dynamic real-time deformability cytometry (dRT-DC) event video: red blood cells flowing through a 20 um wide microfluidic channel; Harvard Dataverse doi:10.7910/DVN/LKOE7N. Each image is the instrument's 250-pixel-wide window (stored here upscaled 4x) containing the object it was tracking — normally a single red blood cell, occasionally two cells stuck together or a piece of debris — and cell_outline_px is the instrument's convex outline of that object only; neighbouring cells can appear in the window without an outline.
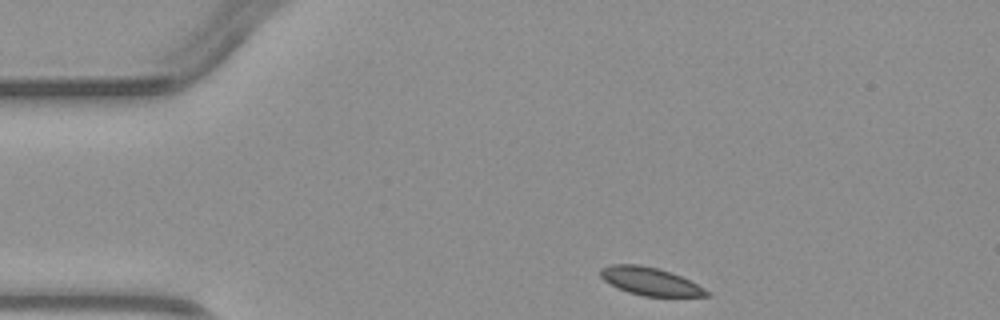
{"species": "common noctule bat (a hibernating species)", "species_latin": "Nyctalus noctula", "temperature_condition": "warm", "stored_images_in_passage": 3, "camera_frame_rate_fps": 3000, "um_per_image_px": 0.085, "animal": {"sex": "male", "body_mass_g": 23.1, "forearm_length_mm": 52.7}, "frame": {"image": 1, "passage_image": 1, "time_ms": 0.0, "image_size_px": [1000, 320], "cell_outline_px": [[708, 296], [644, 296], [628, 292], [604, 280], [600, 276], [600, 268], [612, 264], [640, 264], [656, 268], [680, 276], [704, 288], [708, 292]], "centroid_in_image_um": [55.22, 23.9], "position_along_channel_um": 29.8, "area_um2": 16.82}}
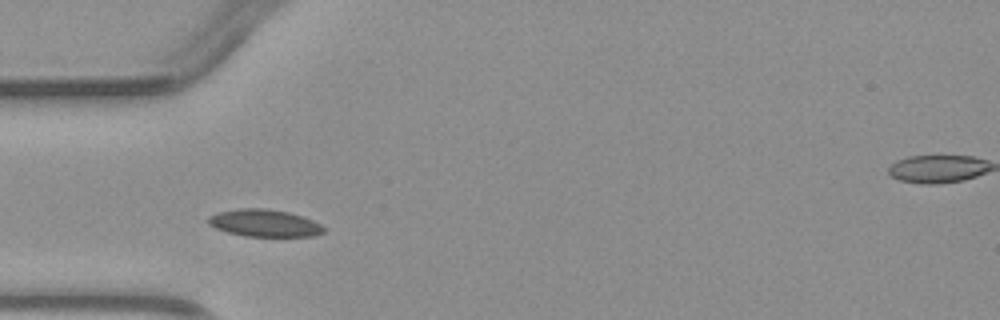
{"frame": {"image": 2, "passage_image": 2, "time_ms": 2.0, "image_size_px": [1000, 320], "cell_outline_px": [[324, 232], [312, 236], [244, 236], [228, 232], [216, 228], [208, 224], [208, 216], [216, 212], [240, 208], [268, 208], [288, 212], [312, 220], [320, 224], [324, 228]], "centroid_in_image_um": [22.43, 18.95], "position_along_channel_um": 62.6, "area_um2": 18.26}}
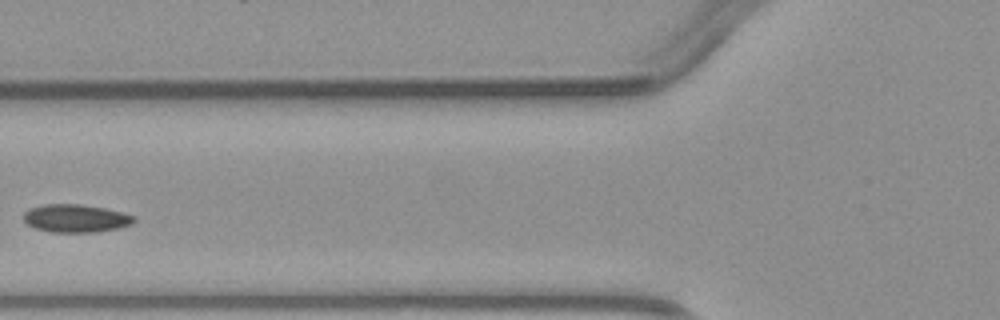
{"frame": {"image": 3, "passage_image": 3, "time_ms": 3.333, "image_size_px": [1000, 320], "cell_outline_px": [[136, 220], [132, 224], [116, 228], [96, 232], [52, 232], [36, 228], [28, 224], [24, 220], [24, 212], [32, 208], [44, 204], [76, 204], [104, 208], [136, 216]], "centroid_in_image_um": [6.45, 18.56], "position_along_channel_um": 119.3, "area_um2": 17.74}}